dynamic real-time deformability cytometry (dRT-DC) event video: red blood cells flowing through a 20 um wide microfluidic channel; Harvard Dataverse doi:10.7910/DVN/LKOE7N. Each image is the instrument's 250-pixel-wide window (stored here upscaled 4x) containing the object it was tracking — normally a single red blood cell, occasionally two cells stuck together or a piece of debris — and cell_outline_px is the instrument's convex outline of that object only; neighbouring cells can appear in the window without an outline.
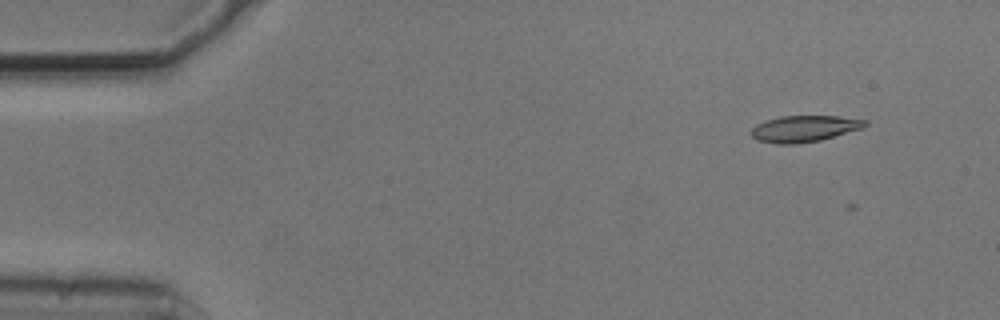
{"species": "common noctule bat (a hibernating species)", "species_latin": "Nyctalus noctula", "temperature_condition": "cold", "stored_images_in_passage": 5, "camera_frame_rate_fps": 3000, "um_per_image_px": 0.085, "animal": {"sex": "male", "body_mass_g": 20.5, "forearm_length_mm": 52.5}, "frame": {"image": 1, "passage_image": 3, "time_ms": 0.667, "image_size_px": [1000, 320], "cell_outline_px": [[868, 124], [864, 128], [820, 140], [796, 144], [776, 144], [756, 140], [748, 132], [756, 124], [764, 120], [780, 116], [840, 116], [864, 120]], "centroid_in_image_um": [68.31, 10.94], "position_along_channel_um": 16.7, "area_um2": 17.69}}